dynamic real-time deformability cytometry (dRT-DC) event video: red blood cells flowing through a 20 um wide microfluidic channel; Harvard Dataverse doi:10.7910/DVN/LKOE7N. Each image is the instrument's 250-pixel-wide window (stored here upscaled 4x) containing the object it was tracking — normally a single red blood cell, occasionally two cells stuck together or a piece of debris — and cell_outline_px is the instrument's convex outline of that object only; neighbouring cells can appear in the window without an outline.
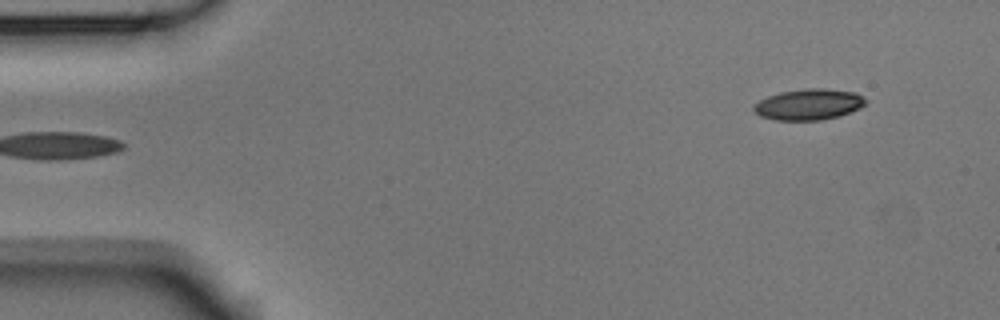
{"species": "Egyptian fruit bat (a non-hibernating species)", "species_latin": "Rousettus aegyptiacus", "temperature_condition": "room temperature", "stored_images_in_passage": 4, "camera_frame_rate_fps": 3000, "um_per_image_px": 0.085, "animal": {"sex": "male"}, "frame": {"image": 1, "passage_image": 4, "time_ms": 1.0, "image_size_px": [1000, 320], "cell_outline_px": [[868, 100], [860, 108], [840, 116], [820, 120], [776, 120], [760, 116], [752, 108], [752, 104], [768, 96], [780, 92], [808, 88], [820, 88], [856, 92]], "centroid_in_image_um": [68.74, 8.87], "position_along_channel_um": 16.3, "area_um2": 20.23}}